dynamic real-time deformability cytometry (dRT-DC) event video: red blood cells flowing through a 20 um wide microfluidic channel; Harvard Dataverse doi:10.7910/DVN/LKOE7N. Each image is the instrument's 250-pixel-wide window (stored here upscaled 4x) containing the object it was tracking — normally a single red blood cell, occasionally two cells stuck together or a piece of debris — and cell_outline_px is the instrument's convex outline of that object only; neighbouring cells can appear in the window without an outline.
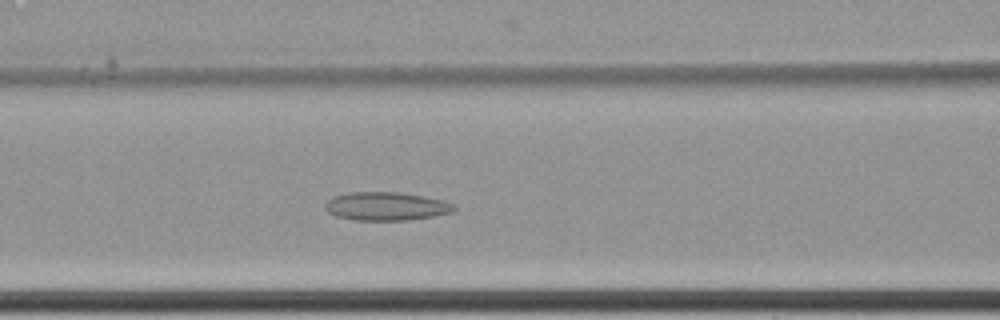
{"species": "common noctule bat (a hibernating species)", "species_latin": "Nyctalus noctula", "temperature_condition": "cold", "stored_images_in_passage": 48, "camera_frame_rate_fps": 3000, "um_per_image_px": 0.085, "animal": {"sex": "female", "body_mass_g": 22.7, "forearm_length_mm": 54.2}, "frame": {"image": 1, "passage_image": 14, "time_ms": 4.333, "image_size_px": [1000, 320], "cell_outline_px": [[456, 208], [452, 212], [432, 216], [408, 220], [356, 220], [336, 216], [328, 212], [324, 208], [324, 204], [328, 200], [336, 196], [348, 192], [400, 192], [424, 196], [444, 200], [452, 204]], "centroid_in_image_um": [32.81, 17.53], "position_along_channel_um": 133.8, "area_um2": 21.27}}
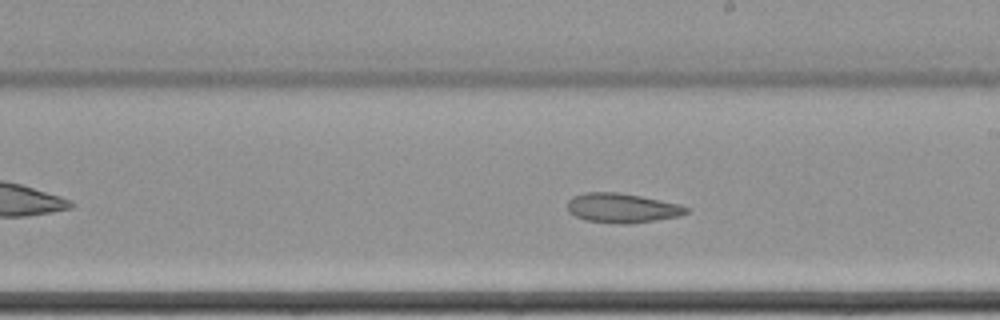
{"frame": {"image": 2, "passage_image": 23, "time_ms": 7.333, "image_size_px": [1000, 320], "cell_outline_px": [[688, 212], [680, 216], [656, 220], [624, 224], [584, 220], [568, 212], [568, 200], [572, 196], [584, 192], [620, 192], [680, 204], [688, 208]], "centroid_in_image_um": [52.85, 17.67], "position_along_channel_um": 236.1, "area_um2": 20.4}}
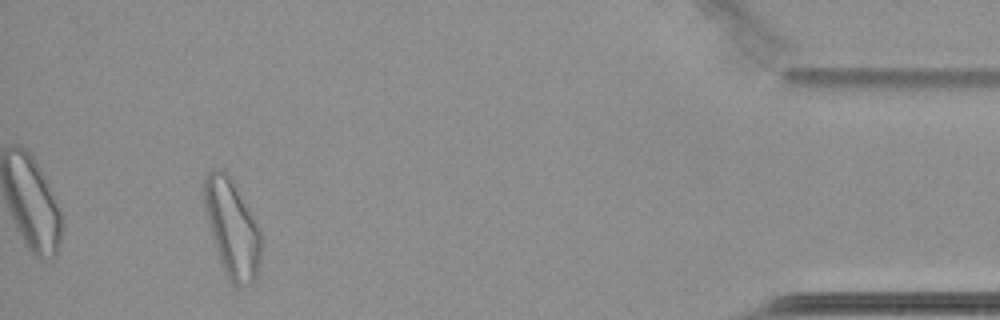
{"frame": {"image": 3, "passage_image": 44, "time_ms": 14.333, "image_size_px": [1000, 320], "cell_outline_px": [[260, 260], [256, 276], [248, 284], [232, 284], [224, 272], [216, 248], [204, 208], [204, 180], [208, 172], [212, 168], [220, 168], [232, 180], [260, 228]], "centroid_in_image_um": [19.71, 19.37], "position_along_channel_um": 415.5, "area_um2": 31.56}, "authors_computed_cell_mechanics": {"area_um2": 22.0218, "velocity_mm_per_s": 3.4174, "shape_relaxation_time_tau1_ms": null, "shape_relaxation_time_tau2_ms": 5.4696, "deformation_change_tau1": null, "deformation_change_tau2": 0.0896}}